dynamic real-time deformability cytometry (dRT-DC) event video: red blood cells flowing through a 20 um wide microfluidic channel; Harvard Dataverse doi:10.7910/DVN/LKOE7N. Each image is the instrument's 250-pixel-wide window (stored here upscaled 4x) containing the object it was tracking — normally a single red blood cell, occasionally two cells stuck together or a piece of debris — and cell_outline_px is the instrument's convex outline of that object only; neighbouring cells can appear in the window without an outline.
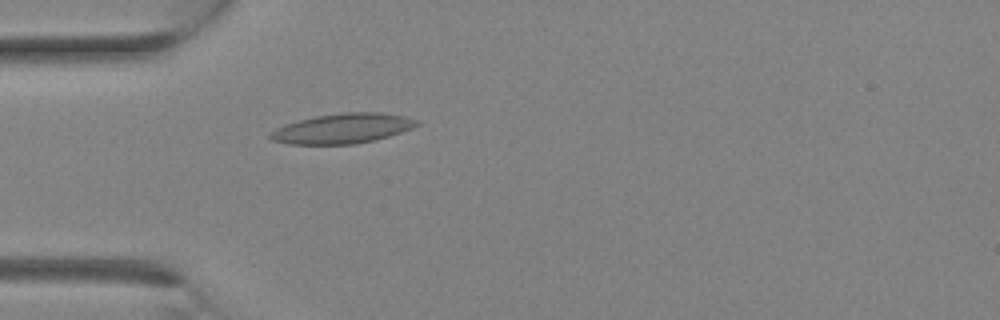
{"species": "Egyptian fruit bat (a non-hibernating species)", "species_latin": "Rousettus aegyptiacus", "temperature_condition": "room temperature", "stored_images_in_passage": 7, "camera_frame_rate_fps": 3000, "um_per_image_px": 0.085, "animal": {"sex": "female"}, "frame": {"image": 1, "passage_image": 5, "time_ms": 1.333, "image_size_px": [1000, 320], "cell_outline_px": [[420, 124], [412, 128], [376, 140], [352, 144], [288, 144], [272, 140], [268, 136], [268, 132], [284, 124], [316, 116], [340, 112], [380, 112], [404, 116], [420, 120]], "centroid_in_image_um": [29.11, 10.91], "position_along_channel_um": 55.9, "area_um2": 25.66}}
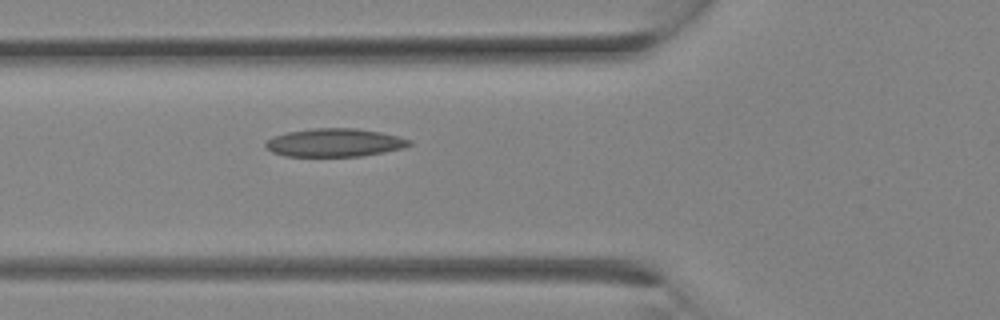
{"frame": {"image": 2, "passage_image": 7, "time_ms": 2.0, "image_size_px": [1000, 320], "cell_outline_px": [[412, 144], [404, 148], [384, 152], [360, 156], [284, 156], [272, 152], [264, 148], [264, 144], [272, 136], [288, 132], [312, 128], [356, 128], [380, 132], [412, 140]], "centroid_in_image_um": [28.41, 12.12], "position_along_channel_um": 97.4, "area_um2": 23.7}}